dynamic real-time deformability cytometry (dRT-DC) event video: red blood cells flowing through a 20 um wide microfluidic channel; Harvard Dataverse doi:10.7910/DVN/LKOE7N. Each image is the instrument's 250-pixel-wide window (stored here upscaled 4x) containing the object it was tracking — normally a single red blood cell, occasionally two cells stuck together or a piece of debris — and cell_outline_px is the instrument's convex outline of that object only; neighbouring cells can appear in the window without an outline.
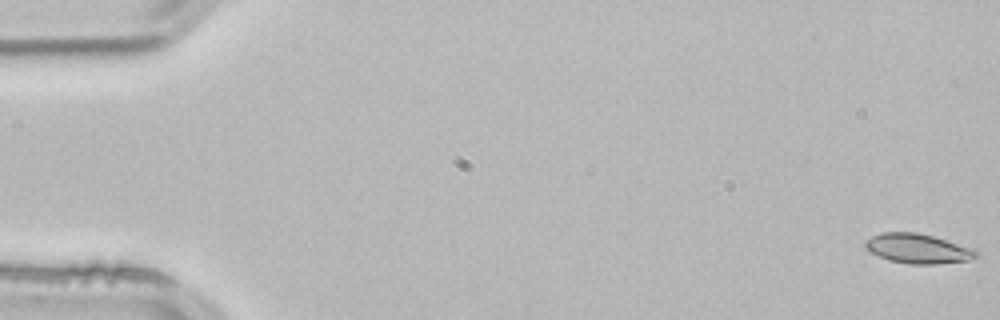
{"species": "common noctule bat (a hibernating species)", "species_latin": "Nyctalus noctula", "temperature_condition": "room temperature", "stored_images_in_passage": 3, "camera_frame_rate_fps": 3000, "um_per_image_px": 0.085, "animal": {"sex": "male", "body_mass_g": 21.5, "forearm_length_mm": 52.0}, "frame": {"image": 1, "passage_image": 1, "time_ms": 0.0, "image_size_px": [1000, 320], "cell_outline_px": [[980, 256], [968, 260], [936, 264], [908, 264], [888, 260], [868, 252], [864, 248], [864, 240], [880, 232], [916, 232], [932, 236], [976, 248], [980, 252]], "centroid_in_image_um": [78.01, 21.13], "position_along_channel_um": 7.0, "area_um2": 19.59}}